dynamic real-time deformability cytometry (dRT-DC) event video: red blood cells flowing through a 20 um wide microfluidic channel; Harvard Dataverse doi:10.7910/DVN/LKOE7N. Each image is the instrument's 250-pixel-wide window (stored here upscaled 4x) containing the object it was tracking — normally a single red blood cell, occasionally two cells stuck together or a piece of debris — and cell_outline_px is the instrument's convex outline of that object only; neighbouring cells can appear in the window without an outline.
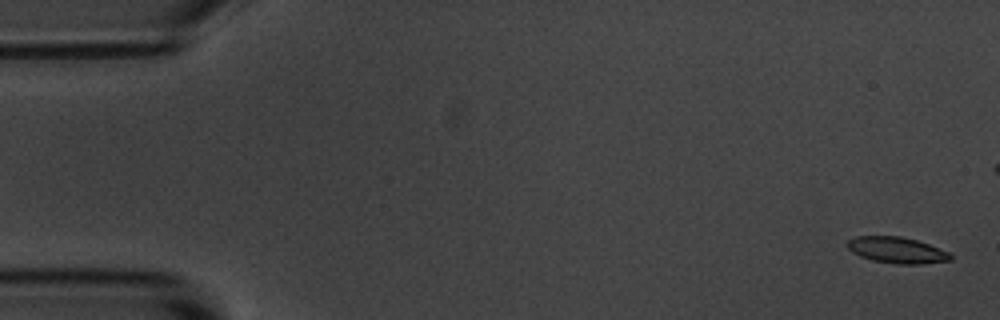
{"species": "common noctule bat (a hibernating species)", "species_latin": "Nyctalus noctula", "temperature_condition": "room temperature", "stored_images_in_passage": 57, "camera_frame_rate_fps": 3000, "um_per_image_px": 0.085, "animal": {"sex": "male", "body_mass_g": 20.1, "forearm_length_mm": 53.5}, "frame": {"image": 1, "passage_image": 2, "time_ms": 0.333, "image_size_px": [1000, 320], "cell_outline_px": [[952, 260], [920, 264], [896, 264], [872, 260], [860, 256], [852, 252], [844, 244], [848, 240], [856, 236], [900, 236], [916, 240], [928, 244], [948, 252], [952, 256]], "centroid_in_image_um": [76.19, 21.26], "position_along_channel_um": 8.8, "area_um2": 15.72}}
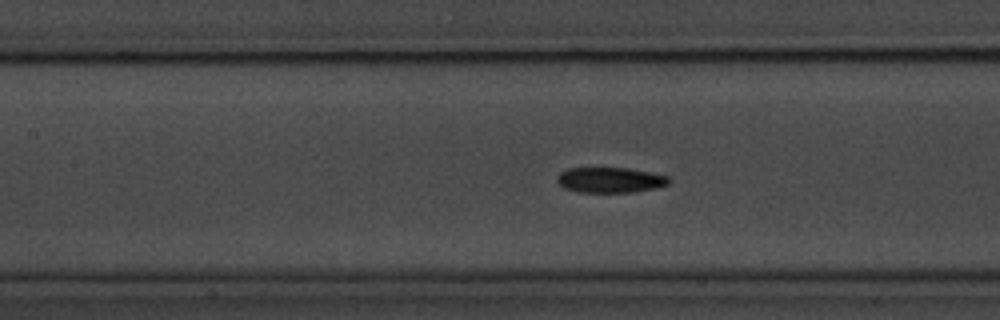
{"frame": {"image": 2, "passage_image": 25, "time_ms": 8.0, "image_size_px": [1000, 320], "cell_outline_px": [[672, 180], [668, 184], [656, 188], [632, 192], [580, 192], [564, 188], [556, 180], [556, 176], [560, 172], [568, 168], [628, 168], [668, 176]], "centroid_in_image_um": [51.85, 15.3], "position_along_channel_um": 155.5, "area_um2": 16.53}}
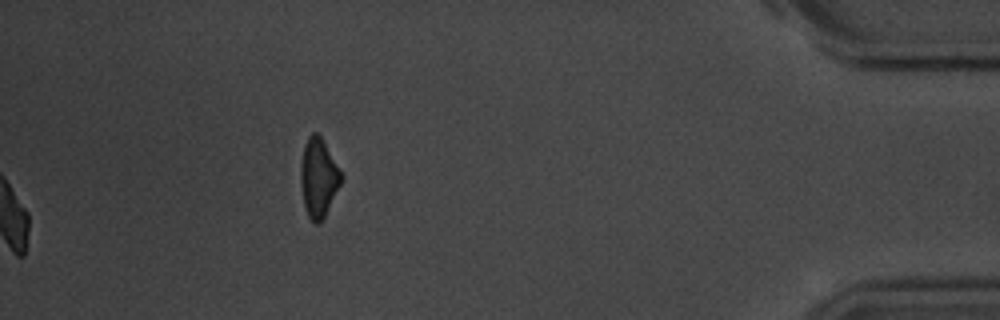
{"frame": {"image": 3, "passage_image": 57, "time_ms": 18.667, "image_size_px": [1000, 320], "cell_outline_px": [[344, 176], [320, 224], [316, 224], [308, 216], [304, 204], [300, 184], [300, 168], [304, 144], [308, 136], [312, 132], [316, 132], [320, 136]], "centroid_in_image_um": [27.05, 15.09], "position_along_channel_um": 408.1, "area_um2": 18.38}, "authors_computed_cell_mechanics": {"area_um2": 16.5308, "velocity_mm_per_s": 3.5994, "shape_relaxation_time_tau1_ms": 4.0735, "shape_relaxation_time_tau2_ms": 5.6295, "deformation_change_tau1": 0.1677, "deformation_change_tau2": 0.097}}